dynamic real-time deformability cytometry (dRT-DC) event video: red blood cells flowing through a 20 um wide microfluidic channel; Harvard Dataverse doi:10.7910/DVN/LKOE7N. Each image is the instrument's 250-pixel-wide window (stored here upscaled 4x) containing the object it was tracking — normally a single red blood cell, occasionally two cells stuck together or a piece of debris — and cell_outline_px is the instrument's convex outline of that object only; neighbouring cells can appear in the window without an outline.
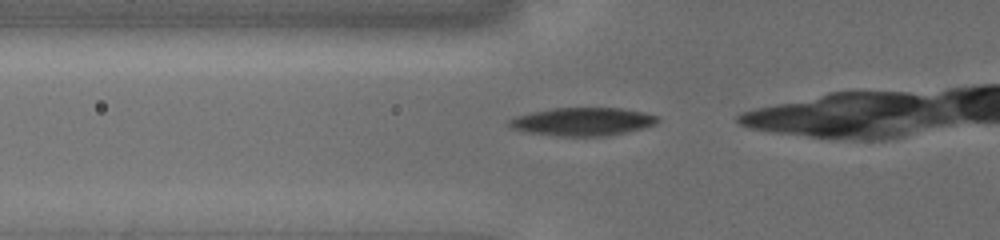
{"species": "common noctule bat (a hibernating species)", "species_latin": "Nyctalus noctula", "temperature_condition": "cold", "stored_images_in_passage": 15, "camera_frame_rate_fps": 3000, "um_per_image_px": 0.085, "animal": {"sex": "female", "body_mass_g": 19.5, "forearm_length_mm": 54.1}, "frame": {"image": 1, "passage_image": 3, "time_ms": 0.333, "image_size_px": [1000, 240], "cell_outline_px": [[660, 120], [656, 124], [624, 132], [604, 136], [560, 136], [524, 132], [512, 128], [508, 124], [508, 120], [516, 116], [532, 112], [556, 108], [620, 108], [644, 112], [656, 116]], "centroid_in_image_um": [49.49, 10.34], "position_along_channel_um": 76.3, "area_um2": 24.1}}
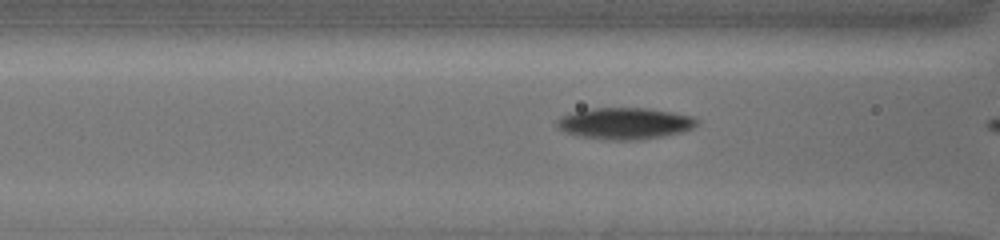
{"frame": {"image": 2, "passage_image": 8, "time_ms": 1.333, "image_size_px": [1000, 240], "cell_outline_px": [[696, 124], [692, 128], [684, 132], [664, 136], [640, 140], [604, 140], [580, 136], [568, 132], [560, 128], [556, 124], [556, 120], [564, 116], [576, 112], [592, 108], [644, 108], [668, 112], [688, 116], [696, 120]], "centroid_in_image_um": [53.11, 10.51], "position_along_channel_um": 113.5, "area_um2": 25.2}}